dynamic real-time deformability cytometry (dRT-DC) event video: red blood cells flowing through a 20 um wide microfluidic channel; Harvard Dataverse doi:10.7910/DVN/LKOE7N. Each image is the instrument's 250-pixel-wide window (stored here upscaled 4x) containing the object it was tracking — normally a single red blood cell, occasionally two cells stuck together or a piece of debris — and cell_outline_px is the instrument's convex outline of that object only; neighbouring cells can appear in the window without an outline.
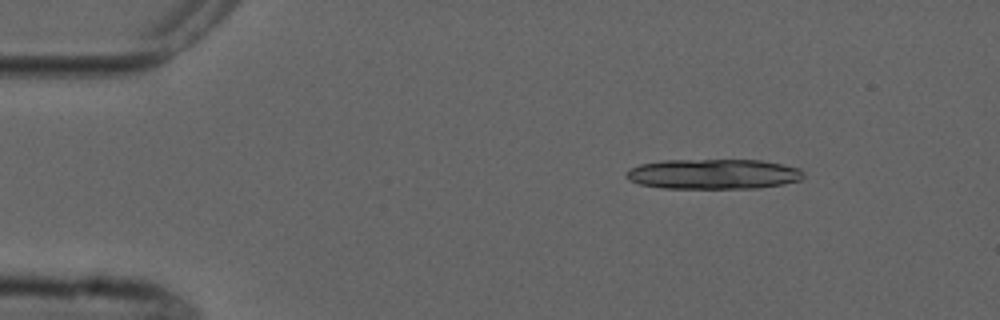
{"species": "common noctule bat (a hibernating species)", "species_latin": "Nyctalus noctula", "temperature_condition": "cold", "stored_images_in_passage": 8, "camera_frame_rate_fps": 3000, "um_per_image_px": 0.085, "animal": {"sex": "male", "forearm_length_mm": 52.5}, "frame": {"image": 1, "passage_image": 1, "time_ms": 0.0, "image_size_px": [1000, 320], "cell_outline_px": [[804, 176], [800, 180], [784, 184], [760, 188], [660, 188], [640, 184], [628, 180], [624, 176], [624, 172], [628, 168], [640, 164], [664, 160], [760, 160], [800, 168], [804, 172]], "centroid_in_image_um": [60.6, 14.8], "position_along_channel_um": 24.4, "area_um2": 31.39}}
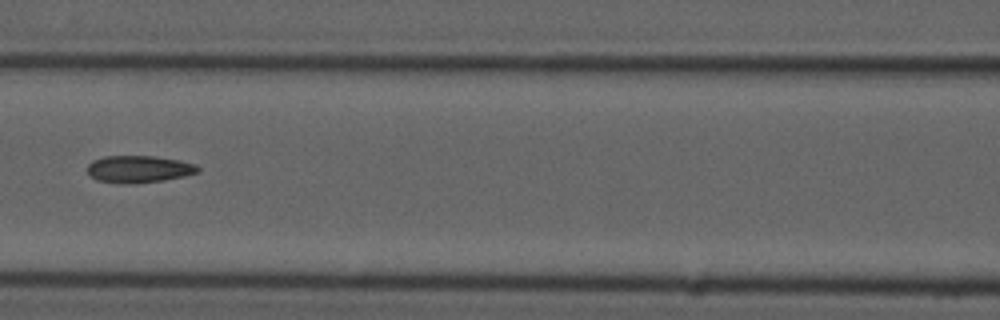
{"frame": {"image": 2, "passage_image": 5, "time_ms": 5.667, "image_size_px": [1000, 320], "cell_outline_px": [[200, 172], [184, 176], [164, 180], [128, 184], [96, 180], [88, 172], [88, 164], [92, 160], [104, 156], [156, 156], [180, 160], [196, 164], [200, 168]], "centroid_in_image_um": [11.83, 14.36], "position_along_channel_um": 154.8, "area_um2": 17.51}}
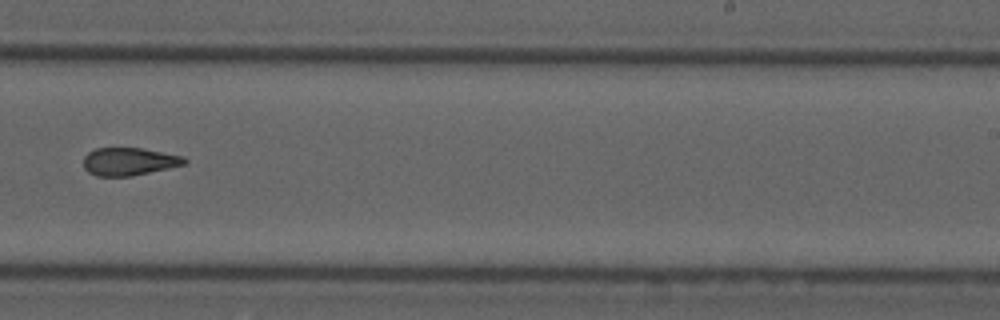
{"frame": {"image": 3, "passage_image": 8, "time_ms": 9.0, "image_size_px": [1000, 320], "cell_outline_px": [[188, 160], [184, 164], [168, 168], [132, 176], [96, 176], [88, 172], [84, 168], [84, 156], [88, 152], [96, 148], [140, 148], [184, 156]], "centroid_in_image_um": [10.95, 13.73], "position_along_channel_um": 278.0, "area_um2": 16.3}}